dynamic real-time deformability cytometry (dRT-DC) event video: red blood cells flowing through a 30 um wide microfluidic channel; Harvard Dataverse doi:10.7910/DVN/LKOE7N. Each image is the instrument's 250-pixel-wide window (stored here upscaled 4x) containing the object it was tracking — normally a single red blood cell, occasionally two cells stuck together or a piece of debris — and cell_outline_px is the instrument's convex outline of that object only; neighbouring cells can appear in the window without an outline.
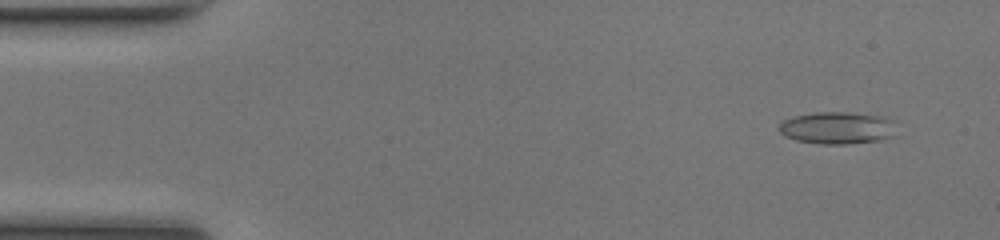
{"species": "common noctule bat (a hibernating species)", "species_latin": "Nyctalus noctula", "temperature_condition": "room temperature", "stored_images_in_passage": 50, "camera_frame_rate_fps": 3000, "um_per_image_px": 0.085, "animal": {"sex": "female", "body_mass_g": 17.0, "forearm_length_mm": 48.0}, "frame": {"image": 1, "passage_image": 4, "time_ms": 1.0, "image_size_px": [1000, 240], "cell_outline_px": [[892, 136], [880, 140], [844, 144], [820, 144], [796, 140], [784, 136], [776, 128], [784, 120], [792, 116], [816, 112], [848, 112], [876, 116], [888, 120]], "centroid_in_image_um": [71.0, 10.88], "position_along_channel_um": 14.0, "area_um2": 21.44}}
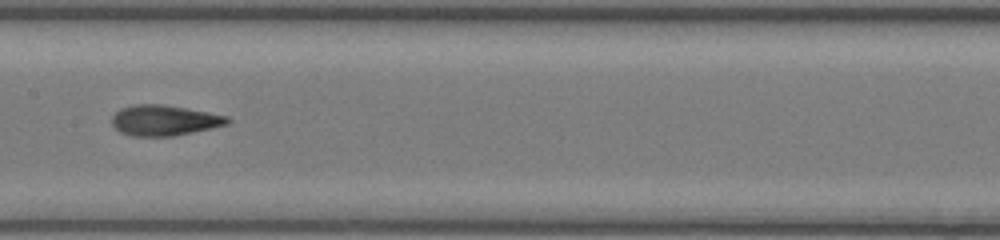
{"frame": {"image": 2, "passage_image": 25, "time_ms": 8.0, "image_size_px": [1000, 240], "cell_outline_px": [[232, 120], [228, 124], [212, 128], [172, 136], [132, 136], [120, 132], [112, 124], [112, 116], [120, 108], [136, 104], [160, 104], [208, 112], [228, 116]], "centroid_in_image_um": [13.97, 10.23], "position_along_channel_um": 193.4, "area_um2": 20.46}}
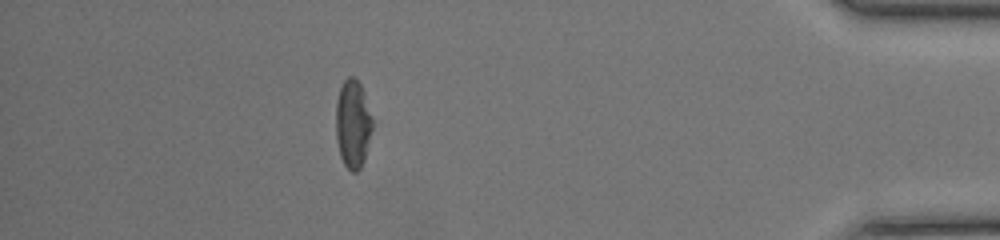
{"frame": {"image": 3, "passage_image": 44, "time_ms": 14.333, "image_size_px": [1000, 240], "cell_outline_px": [[372, 128], [364, 160], [360, 168], [356, 172], [352, 172], [344, 164], [340, 156], [336, 140], [336, 100], [340, 88], [344, 80], [348, 76], [352, 76], [360, 84], [364, 92], [372, 116]], "centroid_in_image_um": [29.98, 10.52], "position_along_channel_um": 405.2, "area_um2": 18.79}, "authors_computed_cell_mechanics": {"area_um2": 20.1433, "velocity_mm_per_s": 4.1847, "shape_relaxation_time_tau1_ms": null, "shape_relaxation_time_tau2_ms": 1.482, "deformation_change_tau1": null, "deformation_change_tau2": 0.0956}}